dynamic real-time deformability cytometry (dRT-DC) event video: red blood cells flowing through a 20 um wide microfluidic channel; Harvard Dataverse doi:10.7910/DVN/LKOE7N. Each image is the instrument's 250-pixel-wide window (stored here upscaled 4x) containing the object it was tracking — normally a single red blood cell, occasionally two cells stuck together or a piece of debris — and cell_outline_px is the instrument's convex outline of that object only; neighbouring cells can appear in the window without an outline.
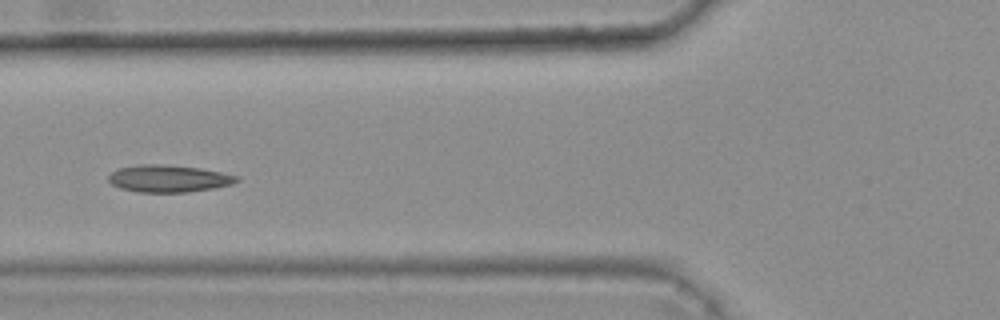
{"species": "common noctule bat (a hibernating species)", "species_latin": "Nyctalus noctula", "temperature_condition": "warm", "stored_images_in_passage": 6, "camera_frame_rate_fps": 3000, "um_per_image_px": 0.085, "animal": {"sex": "female", "body_mass_g": 25.1}, "frame": {"image": 1, "passage_image": 6, "time_ms": 1.667, "image_size_px": [1000, 320], "cell_outline_px": [[240, 180], [232, 184], [212, 188], [188, 192], [136, 192], [120, 188], [112, 184], [108, 180], [108, 176], [112, 172], [120, 168], [144, 164], [152, 164], [200, 168], [240, 176]], "centroid_in_image_um": [14.34, 15.19], "position_along_channel_um": 111.5, "area_um2": 20.06}}